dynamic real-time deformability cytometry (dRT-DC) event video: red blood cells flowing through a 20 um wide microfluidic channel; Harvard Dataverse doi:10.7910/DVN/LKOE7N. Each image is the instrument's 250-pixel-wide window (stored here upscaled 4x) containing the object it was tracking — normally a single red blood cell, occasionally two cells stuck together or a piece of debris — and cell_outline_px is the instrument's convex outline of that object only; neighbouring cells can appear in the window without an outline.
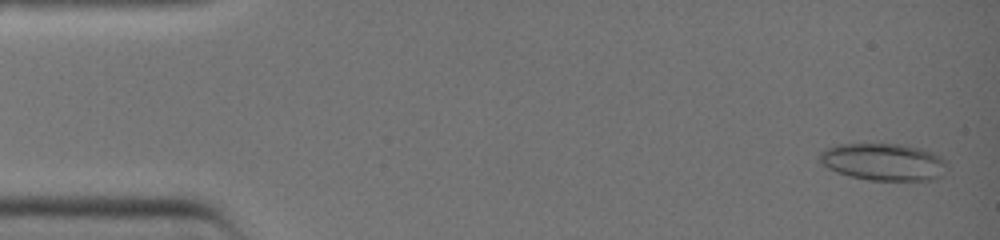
{"species": "common noctule bat (a hibernating species)", "species_latin": "Nyctalus noctula", "temperature_condition": "warm", "stored_images_in_passage": 5, "camera_frame_rate_fps": 3000, "um_per_image_px": 0.085, "animal": {"sex": "female", "body_mass_g": 19.0, "forearm_length_mm": 51.5}, "frame": {"image": 1, "passage_image": 2, "time_ms": 0.333, "image_size_px": [1000, 240], "cell_outline_px": [[948, 164], [940, 176], [936, 180], [868, 180], [836, 172], [820, 164], [816, 160], [816, 156], [824, 148], [836, 144], [904, 144], [920, 148], [932, 152], [940, 156]], "centroid_in_image_um": [75.03, 13.75], "position_along_channel_um": 10.0, "area_um2": 27.98}}